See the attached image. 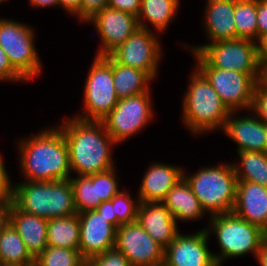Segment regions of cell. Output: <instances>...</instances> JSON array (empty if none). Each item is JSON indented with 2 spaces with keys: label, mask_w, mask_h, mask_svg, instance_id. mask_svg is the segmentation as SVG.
<instances>
[{
  "label": "cell",
  "mask_w": 267,
  "mask_h": 266,
  "mask_svg": "<svg viewBox=\"0 0 267 266\" xmlns=\"http://www.w3.org/2000/svg\"><path fill=\"white\" fill-rule=\"evenodd\" d=\"M69 150L71 172L89 176L114 168L111 146L117 144L102 121L73 117L59 126Z\"/></svg>",
  "instance_id": "6da1fadb"
},
{
  "label": "cell",
  "mask_w": 267,
  "mask_h": 266,
  "mask_svg": "<svg viewBox=\"0 0 267 266\" xmlns=\"http://www.w3.org/2000/svg\"><path fill=\"white\" fill-rule=\"evenodd\" d=\"M21 169L28 181L70 178L69 150L59 127L47 128L19 144Z\"/></svg>",
  "instance_id": "7a4b0ae2"
},
{
  "label": "cell",
  "mask_w": 267,
  "mask_h": 266,
  "mask_svg": "<svg viewBox=\"0 0 267 266\" xmlns=\"http://www.w3.org/2000/svg\"><path fill=\"white\" fill-rule=\"evenodd\" d=\"M17 184L14 185L13 204L19 210L47 219L76 214L70 179Z\"/></svg>",
  "instance_id": "3957f363"
},
{
  "label": "cell",
  "mask_w": 267,
  "mask_h": 266,
  "mask_svg": "<svg viewBox=\"0 0 267 266\" xmlns=\"http://www.w3.org/2000/svg\"><path fill=\"white\" fill-rule=\"evenodd\" d=\"M183 101V121L193 133L223 129L230 114L207 79L198 71L192 73Z\"/></svg>",
  "instance_id": "277c9868"
},
{
  "label": "cell",
  "mask_w": 267,
  "mask_h": 266,
  "mask_svg": "<svg viewBox=\"0 0 267 266\" xmlns=\"http://www.w3.org/2000/svg\"><path fill=\"white\" fill-rule=\"evenodd\" d=\"M183 177L210 216L233 211L238 181L232 164L203 167L187 176L183 172Z\"/></svg>",
  "instance_id": "5b68a950"
},
{
  "label": "cell",
  "mask_w": 267,
  "mask_h": 266,
  "mask_svg": "<svg viewBox=\"0 0 267 266\" xmlns=\"http://www.w3.org/2000/svg\"><path fill=\"white\" fill-rule=\"evenodd\" d=\"M256 41L232 39L192 47L196 66H213L249 74L256 82L263 77V63L257 54Z\"/></svg>",
  "instance_id": "8992f818"
},
{
  "label": "cell",
  "mask_w": 267,
  "mask_h": 266,
  "mask_svg": "<svg viewBox=\"0 0 267 266\" xmlns=\"http://www.w3.org/2000/svg\"><path fill=\"white\" fill-rule=\"evenodd\" d=\"M209 228L216 234L221 254H213L220 266L230 257L252 252L256 256L267 234L259 227L241 219L233 212L211 216ZM226 258V259H225Z\"/></svg>",
  "instance_id": "52a82bcc"
},
{
  "label": "cell",
  "mask_w": 267,
  "mask_h": 266,
  "mask_svg": "<svg viewBox=\"0 0 267 266\" xmlns=\"http://www.w3.org/2000/svg\"><path fill=\"white\" fill-rule=\"evenodd\" d=\"M113 84V58L110 55L94 58L84 88L83 115L81 120L102 121L118 103Z\"/></svg>",
  "instance_id": "ba28073f"
},
{
  "label": "cell",
  "mask_w": 267,
  "mask_h": 266,
  "mask_svg": "<svg viewBox=\"0 0 267 266\" xmlns=\"http://www.w3.org/2000/svg\"><path fill=\"white\" fill-rule=\"evenodd\" d=\"M34 35L29 25L0 19V46L12 66L26 80L38 76L42 67L33 41Z\"/></svg>",
  "instance_id": "9c48e42d"
},
{
  "label": "cell",
  "mask_w": 267,
  "mask_h": 266,
  "mask_svg": "<svg viewBox=\"0 0 267 266\" xmlns=\"http://www.w3.org/2000/svg\"><path fill=\"white\" fill-rule=\"evenodd\" d=\"M150 92L118 100L116 106L102 120L107 133L118 144L135 135L153 117Z\"/></svg>",
  "instance_id": "30bf717a"
},
{
  "label": "cell",
  "mask_w": 267,
  "mask_h": 266,
  "mask_svg": "<svg viewBox=\"0 0 267 266\" xmlns=\"http://www.w3.org/2000/svg\"><path fill=\"white\" fill-rule=\"evenodd\" d=\"M231 111L250 109L256 81L247 73L223 70L213 66H197Z\"/></svg>",
  "instance_id": "8fae6325"
},
{
  "label": "cell",
  "mask_w": 267,
  "mask_h": 266,
  "mask_svg": "<svg viewBox=\"0 0 267 266\" xmlns=\"http://www.w3.org/2000/svg\"><path fill=\"white\" fill-rule=\"evenodd\" d=\"M114 247L131 266H163L164 249L137 221L122 224L117 229Z\"/></svg>",
  "instance_id": "7c38bea8"
},
{
  "label": "cell",
  "mask_w": 267,
  "mask_h": 266,
  "mask_svg": "<svg viewBox=\"0 0 267 266\" xmlns=\"http://www.w3.org/2000/svg\"><path fill=\"white\" fill-rule=\"evenodd\" d=\"M160 43L151 30L138 28L109 55L119 64L141 69L153 79L161 57Z\"/></svg>",
  "instance_id": "4fadbf2b"
},
{
  "label": "cell",
  "mask_w": 267,
  "mask_h": 266,
  "mask_svg": "<svg viewBox=\"0 0 267 266\" xmlns=\"http://www.w3.org/2000/svg\"><path fill=\"white\" fill-rule=\"evenodd\" d=\"M210 231L204 228L192 235L179 233L164 249L163 266H218L207 247Z\"/></svg>",
  "instance_id": "5bb4252c"
},
{
  "label": "cell",
  "mask_w": 267,
  "mask_h": 266,
  "mask_svg": "<svg viewBox=\"0 0 267 266\" xmlns=\"http://www.w3.org/2000/svg\"><path fill=\"white\" fill-rule=\"evenodd\" d=\"M102 41L97 56L109 55L132 35L138 28V18L130 13L105 7L90 20Z\"/></svg>",
  "instance_id": "9a60e30c"
},
{
  "label": "cell",
  "mask_w": 267,
  "mask_h": 266,
  "mask_svg": "<svg viewBox=\"0 0 267 266\" xmlns=\"http://www.w3.org/2000/svg\"><path fill=\"white\" fill-rule=\"evenodd\" d=\"M80 223L79 252L86 261L114 248L117 228L95 210L78 214Z\"/></svg>",
  "instance_id": "2e32d148"
},
{
  "label": "cell",
  "mask_w": 267,
  "mask_h": 266,
  "mask_svg": "<svg viewBox=\"0 0 267 266\" xmlns=\"http://www.w3.org/2000/svg\"><path fill=\"white\" fill-rule=\"evenodd\" d=\"M232 212L267 234V187L238 181Z\"/></svg>",
  "instance_id": "e0dca14e"
},
{
  "label": "cell",
  "mask_w": 267,
  "mask_h": 266,
  "mask_svg": "<svg viewBox=\"0 0 267 266\" xmlns=\"http://www.w3.org/2000/svg\"><path fill=\"white\" fill-rule=\"evenodd\" d=\"M137 222L163 249L179 234L176 220L162 202H141Z\"/></svg>",
  "instance_id": "ac0fdd59"
},
{
  "label": "cell",
  "mask_w": 267,
  "mask_h": 266,
  "mask_svg": "<svg viewBox=\"0 0 267 266\" xmlns=\"http://www.w3.org/2000/svg\"><path fill=\"white\" fill-rule=\"evenodd\" d=\"M231 111L224 124V133L238 144L237 152L257 151L267 152V136L264 122L256 115L235 117Z\"/></svg>",
  "instance_id": "d6986e66"
},
{
  "label": "cell",
  "mask_w": 267,
  "mask_h": 266,
  "mask_svg": "<svg viewBox=\"0 0 267 266\" xmlns=\"http://www.w3.org/2000/svg\"><path fill=\"white\" fill-rule=\"evenodd\" d=\"M9 223L17 231L27 251L34 259L48 246L47 218L25 213L11 203Z\"/></svg>",
  "instance_id": "ffe728a7"
},
{
  "label": "cell",
  "mask_w": 267,
  "mask_h": 266,
  "mask_svg": "<svg viewBox=\"0 0 267 266\" xmlns=\"http://www.w3.org/2000/svg\"><path fill=\"white\" fill-rule=\"evenodd\" d=\"M182 177V167L157 162L150 165L142 178L138 200L140 202H162Z\"/></svg>",
  "instance_id": "44dd1931"
},
{
  "label": "cell",
  "mask_w": 267,
  "mask_h": 266,
  "mask_svg": "<svg viewBox=\"0 0 267 266\" xmlns=\"http://www.w3.org/2000/svg\"><path fill=\"white\" fill-rule=\"evenodd\" d=\"M205 28L211 43L237 39L235 0H207Z\"/></svg>",
  "instance_id": "7402d4cb"
},
{
  "label": "cell",
  "mask_w": 267,
  "mask_h": 266,
  "mask_svg": "<svg viewBox=\"0 0 267 266\" xmlns=\"http://www.w3.org/2000/svg\"><path fill=\"white\" fill-rule=\"evenodd\" d=\"M162 203L169 209L176 222L200 219L205 213L184 177L177 181Z\"/></svg>",
  "instance_id": "603a6c76"
},
{
  "label": "cell",
  "mask_w": 267,
  "mask_h": 266,
  "mask_svg": "<svg viewBox=\"0 0 267 266\" xmlns=\"http://www.w3.org/2000/svg\"><path fill=\"white\" fill-rule=\"evenodd\" d=\"M152 80L147 72L121 65L113 59V84L118 99L149 92Z\"/></svg>",
  "instance_id": "cb8c5ba5"
},
{
  "label": "cell",
  "mask_w": 267,
  "mask_h": 266,
  "mask_svg": "<svg viewBox=\"0 0 267 266\" xmlns=\"http://www.w3.org/2000/svg\"><path fill=\"white\" fill-rule=\"evenodd\" d=\"M47 243L48 246L52 247L79 250L80 223L78 214L48 219Z\"/></svg>",
  "instance_id": "d4e9b609"
},
{
  "label": "cell",
  "mask_w": 267,
  "mask_h": 266,
  "mask_svg": "<svg viewBox=\"0 0 267 266\" xmlns=\"http://www.w3.org/2000/svg\"><path fill=\"white\" fill-rule=\"evenodd\" d=\"M179 0H141V10L138 24L140 28L148 29L144 19H147L155 30L162 32L177 14Z\"/></svg>",
  "instance_id": "484cf974"
},
{
  "label": "cell",
  "mask_w": 267,
  "mask_h": 266,
  "mask_svg": "<svg viewBox=\"0 0 267 266\" xmlns=\"http://www.w3.org/2000/svg\"><path fill=\"white\" fill-rule=\"evenodd\" d=\"M35 259L27 251L25 243L8 223L0 234V263L17 266H28L33 264Z\"/></svg>",
  "instance_id": "4316f807"
},
{
  "label": "cell",
  "mask_w": 267,
  "mask_h": 266,
  "mask_svg": "<svg viewBox=\"0 0 267 266\" xmlns=\"http://www.w3.org/2000/svg\"><path fill=\"white\" fill-rule=\"evenodd\" d=\"M241 165L232 164L237 181L254 182L267 187V152H238Z\"/></svg>",
  "instance_id": "83f0119b"
},
{
  "label": "cell",
  "mask_w": 267,
  "mask_h": 266,
  "mask_svg": "<svg viewBox=\"0 0 267 266\" xmlns=\"http://www.w3.org/2000/svg\"><path fill=\"white\" fill-rule=\"evenodd\" d=\"M76 213L95 210L102 201L98 197L97 173L89 176L70 177Z\"/></svg>",
  "instance_id": "f1b7e54d"
},
{
  "label": "cell",
  "mask_w": 267,
  "mask_h": 266,
  "mask_svg": "<svg viewBox=\"0 0 267 266\" xmlns=\"http://www.w3.org/2000/svg\"><path fill=\"white\" fill-rule=\"evenodd\" d=\"M237 38L258 40L257 0H235Z\"/></svg>",
  "instance_id": "f546056e"
},
{
  "label": "cell",
  "mask_w": 267,
  "mask_h": 266,
  "mask_svg": "<svg viewBox=\"0 0 267 266\" xmlns=\"http://www.w3.org/2000/svg\"><path fill=\"white\" fill-rule=\"evenodd\" d=\"M39 266H85L79 250L47 246L36 258Z\"/></svg>",
  "instance_id": "4dcf8cb0"
},
{
  "label": "cell",
  "mask_w": 267,
  "mask_h": 266,
  "mask_svg": "<svg viewBox=\"0 0 267 266\" xmlns=\"http://www.w3.org/2000/svg\"><path fill=\"white\" fill-rule=\"evenodd\" d=\"M140 203V201L135 203L131 198L130 194H127L123 191H119L112 198L114 213L117 216V229L122 224L137 221V214Z\"/></svg>",
  "instance_id": "1f68e13d"
},
{
  "label": "cell",
  "mask_w": 267,
  "mask_h": 266,
  "mask_svg": "<svg viewBox=\"0 0 267 266\" xmlns=\"http://www.w3.org/2000/svg\"><path fill=\"white\" fill-rule=\"evenodd\" d=\"M115 172V168H112L108 171L97 173L98 197L102 202L111 200L120 191L117 186Z\"/></svg>",
  "instance_id": "d6a6232c"
},
{
  "label": "cell",
  "mask_w": 267,
  "mask_h": 266,
  "mask_svg": "<svg viewBox=\"0 0 267 266\" xmlns=\"http://www.w3.org/2000/svg\"><path fill=\"white\" fill-rule=\"evenodd\" d=\"M85 266H131L127 258L115 247L102 254L92 256L85 261Z\"/></svg>",
  "instance_id": "836d02e7"
},
{
  "label": "cell",
  "mask_w": 267,
  "mask_h": 266,
  "mask_svg": "<svg viewBox=\"0 0 267 266\" xmlns=\"http://www.w3.org/2000/svg\"><path fill=\"white\" fill-rule=\"evenodd\" d=\"M263 122H267V81L262 77L255 85L251 108Z\"/></svg>",
  "instance_id": "e575fe53"
},
{
  "label": "cell",
  "mask_w": 267,
  "mask_h": 266,
  "mask_svg": "<svg viewBox=\"0 0 267 266\" xmlns=\"http://www.w3.org/2000/svg\"><path fill=\"white\" fill-rule=\"evenodd\" d=\"M105 7H108V0H81L77 18L87 22Z\"/></svg>",
  "instance_id": "d590c367"
},
{
  "label": "cell",
  "mask_w": 267,
  "mask_h": 266,
  "mask_svg": "<svg viewBox=\"0 0 267 266\" xmlns=\"http://www.w3.org/2000/svg\"><path fill=\"white\" fill-rule=\"evenodd\" d=\"M0 80L19 81L26 80L11 64L6 53L0 46Z\"/></svg>",
  "instance_id": "8d00e7d4"
},
{
  "label": "cell",
  "mask_w": 267,
  "mask_h": 266,
  "mask_svg": "<svg viewBox=\"0 0 267 266\" xmlns=\"http://www.w3.org/2000/svg\"><path fill=\"white\" fill-rule=\"evenodd\" d=\"M9 181L11 182L0 156V199L7 205L13 203L14 186Z\"/></svg>",
  "instance_id": "74e56055"
},
{
  "label": "cell",
  "mask_w": 267,
  "mask_h": 266,
  "mask_svg": "<svg viewBox=\"0 0 267 266\" xmlns=\"http://www.w3.org/2000/svg\"><path fill=\"white\" fill-rule=\"evenodd\" d=\"M108 7L138 17L141 10V0H108Z\"/></svg>",
  "instance_id": "f35d334b"
},
{
  "label": "cell",
  "mask_w": 267,
  "mask_h": 266,
  "mask_svg": "<svg viewBox=\"0 0 267 266\" xmlns=\"http://www.w3.org/2000/svg\"><path fill=\"white\" fill-rule=\"evenodd\" d=\"M258 38L267 32V0H257Z\"/></svg>",
  "instance_id": "ab89813d"
},
{
  "label": "cell",
  "mask_w": 267,
  "mask_h": 266,
  "mask_svg": "<svg viewBox=\"0 0 267 266\" xmlns=\"http://www.w3.org/2000/svg\"><path fill=\"white\" fill-rule=\"evenodd\" d=\"M95 211L98 214H102L108 222L117 228V216L114 213V207L112 205V199L102 202Z\"/></svg>",
  "instance_id": "60d3db41"
},
{
  "label": "cell",
  "mask_w": 267,
  "mask_h": 266,
  "mask_svg": "<svg viewBox=\"0 0 267 266\" xmlns=\"http://www.w3.org/2000/svg\"><path fill=\"white\" fill-rule=\"evenodd\" d=\"M259 43V44H258ZM257 54L262 63L267 61V32L257 40Z\"/></svg>",
  "instance_id": "b9f144b4"
},
{
  "label": "cell",
  "mask_w": 267,
  "mask_h": 266,
  "mask_svg": "<svg viewBox=\"0 0 267 266\" xmlns=\"http://www.w3.org/2000/svg\"><path fill=\"white\" fill-rule=\"evenodd\" d=\"M81 0H59V6L66 9V11L70 14H74V16L79 14Z\"/></svg>",
  "instance_id": "7bdbcfd3"
},
{
  "label": "cell",
  "mask_w": 267,
  "mask_h": 266,
  "mask_svg": "<svg viewBox=\"0 0 267 266\" xmlns=\"http://www.w3.org/2000/svg\"><path fill=\"white\" fill-rule=\"evenodd\" d=\"M256 258L260 266H267V239L261 244V247L256 254Z\"/></svg>",
  "instance_id": "ee69618b"
},
{
  "label": "cell",
  "mask_w": 267,
  "mask_h": 266,
  "mask_svg": "<svg viewBox=\"0 0 267 266\" xmlns=\"http://www.w3.org/2000/svg\"><path fill=\"white\" fill-rule=\"evenodd\" d=\"M8 223H9V205H6L0 211V234L2 233L3 229L8 225Z\"/></svg>",
  "instance_id": "f6af8a7d"
},
{
  "label": "cell",
  "mask_w": 267,
  "mask_h": 266,
  "mask_svg": "<svg viewBox=\"0 0 267 266\" xmlns=\"http://www.w3.org/2000/svg\"><path fill=\"white\" fill-rule=\"evenodd\" d=\"M34 7H51L59 5V0H29Z\"/></svg>",
  "instance_id": "bcb514c9"
},
{
  "label": "cell",
  "mask_w": 267,
  "mask_h": 266,
  "mask_svg": "<svg viewBox=\"0 0 267 266\" xmlns=\"http://www.w3.org/2000/svg\"><path fill=\"white\" fill-rule=\"evenodd\" d=\"M263 78L267 81V61L263 63Z\"/></svg>",
  "instance_id": "7dc6e473"
},
{
  "label": "cell",
  "mask_w": 267,
  "mask_h": 266,
  "mask_svg": "<svg viewBox=\"0 0 267 266\" xmlns=\"http://www.w3.org/2000/svg\"><path fill=\"white\" fill-rule=\"evenodd\" d=\"M7 204L2 200L0 199V211L6 206Z\"/></svg>",
  "instance_id": "c3c4849f"
},
{
  "label": "cell",
  "mask_w": 267,
  "mask_h": 266,
  "mask_svg": "<svg viewBox=\"0 0 267 266\" xmlns=\"http://www.w3.org/2000/svg\"><path fill=\"white\" fill-rule=\"evenodd\" d=\"M265 134L267 136V122H264Z\"/></svg>",
  "instance_id": "681fc988"
},
{
  "label": "cell",
  "mask_w": 267,
  "mask_h": 266,
  "mask_svg": "<svg viewBox=\"0 0 267 266\" xmlns=\"http://www.w3.org/2000/svg\"><path fill=\"white\" fill-rule=\"evenodd\" d=\"M0 266H17V265H10V264H2V263H0Z\"/></svg>",
  "instance_id": "f907efd6"
},
{
  "label": "cell",
  "mask_w": 267,
  "mask_h": 266,
  "mask_svg": "<svg viewBox=\"0 0 267 266\" xmlns=\"http://www.w3.org/2000/svg\"><path fill=\"white\" fill-rule=\"evenodd\" d=\"M28 266H39L37 263H33V264H30V265H28Z\"/></svg>",
  "instance_id": "816d5d0a"
}]
</instances>
